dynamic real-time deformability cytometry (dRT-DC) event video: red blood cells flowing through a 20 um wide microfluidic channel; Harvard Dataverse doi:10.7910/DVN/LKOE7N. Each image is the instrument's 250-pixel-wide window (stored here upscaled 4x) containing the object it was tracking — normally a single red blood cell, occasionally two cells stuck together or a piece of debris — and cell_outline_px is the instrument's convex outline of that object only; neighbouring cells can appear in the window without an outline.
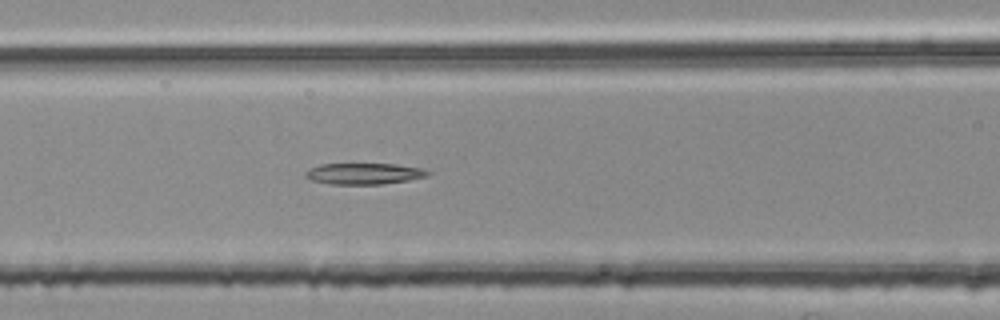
{"species": "common noctule bat (a hibernating species)", "species_latin": "Nyctalus noctula", "temperature_condition": "room temperature", "stored_images_in_passage": 54, "segment_of_instrument_passage": [2, 2], "camera_frame_rate_fps": 3000, "um_per_image_px": 0.085, "animal": {"sex": "female", "body_mass_g": 25.1}, "frame": {"image": 1, "passage_image": 23, "time_ms": 7.333, "image_size_px": [1000, 320], "cell_outline_px": [[432, 172], [428, 176], [408, 180], [380, 184], [328, 184], [312, 180], [304, 176], [304, 172], [320, 164], [396, 164], [420, 168]], "centroid_in_image_um": [30.94, 14.76], "position_along_channel_um": 135.7, "area_um2": 15.03}}
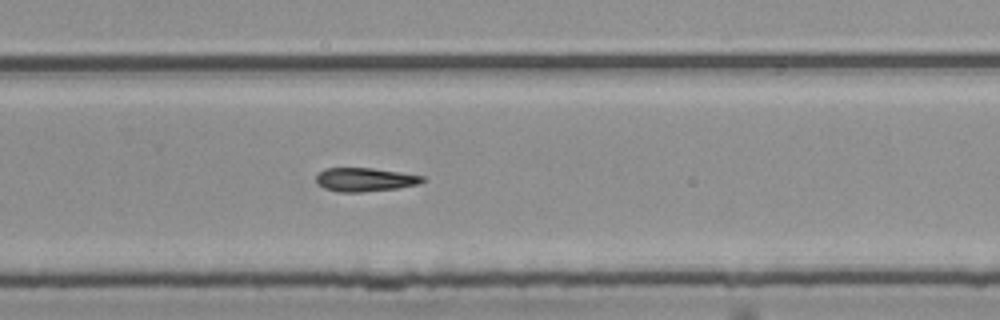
{"frame": {"image": 2, "passage_image": 36, "time_ms": 11.667, "image_size_px": [1000, 320], "cell_outline_px": [[428, 180], [420, 184], [396, 188], [360, 192], [340, 192], [324, 188], [316, 184], [316, 176], [324, 168], [372, 168], [400, 172], [424, 176]], "centroid_in_image_um": [31.04, 15.26], "position_along_channel_um": 298.8, "area_um2": 14.74}}
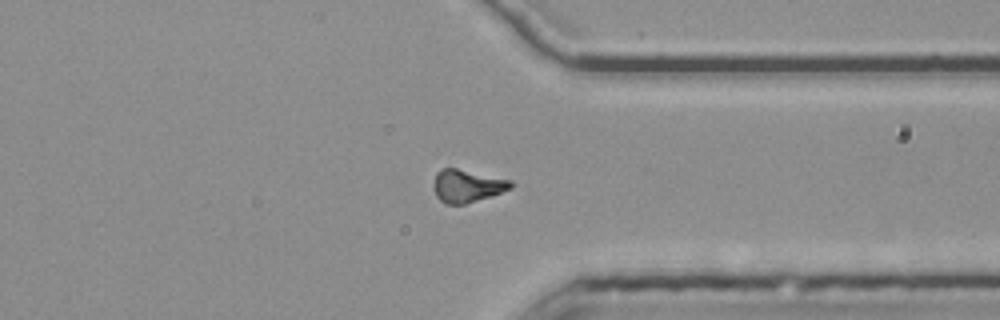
{"frame": {"image": 3, "passage_image": 42, "time_ms": 13.667, "image_size_px": [1000, 320], "cell_outline_px": [[516, 184], [512, 188], [492, 196], [464, 204], [444, 204], [436, 196], [436, 172], [440, 168], [456, 168], [512, 180]], "centroid_in_image_um": [39.77, 15.8], "position_along_channel_um": 371.6, "area_um2": 14.62}}